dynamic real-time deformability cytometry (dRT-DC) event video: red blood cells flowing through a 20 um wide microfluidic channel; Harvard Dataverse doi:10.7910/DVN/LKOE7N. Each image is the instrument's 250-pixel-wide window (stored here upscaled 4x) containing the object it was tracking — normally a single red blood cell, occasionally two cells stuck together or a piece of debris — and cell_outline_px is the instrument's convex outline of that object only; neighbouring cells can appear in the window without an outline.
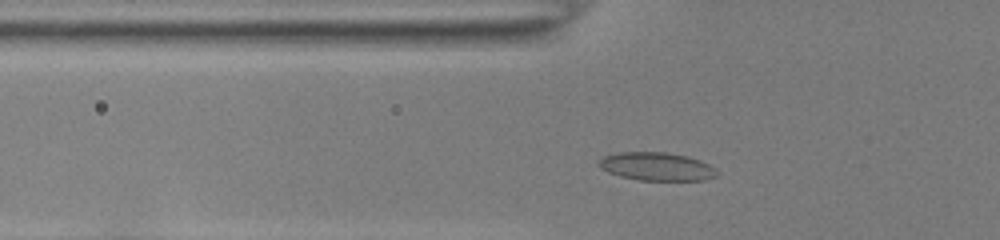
{"species": "common noctule bat (a hibernating species)", "species_latin": "Nyctalus noctula", "temperature_condition": "room temperature", "stored_images_in_passage": 39, "camera_frame_rate_fps": 3000, "um_per_image_px": 0.085, "animal": {"sex": "female", "body_mass_g": 22.0, "forearm_length_mm": 56.7}, "frame": {"image": 1, "passage_image": 4, "time_ms": 1.0, "image_size_px": [1000, 240], "cell_outline_px": [[720, 172], [716, 176], [704, 180], [640, 180], [620, 176], [608, 172], [600, 168], [596, 164], [604, 156], [620, 152], [664, 152], [688, 156], [700, 160], [708, 164]], "centroid_in_image_um": [55.82, 14.15], "position_along_channel_um": 70.0, "area_um2": 19.42}}
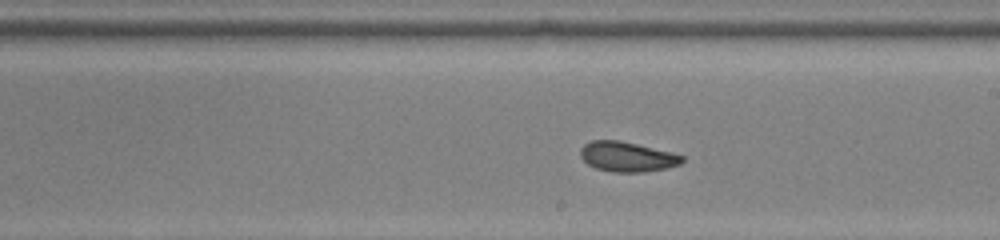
{"frame": {"image": 2, "passage_image": 17, "time_ms": 5.333, "image_size_px": [1000, 240], "cell_outline_px": [[684, 160], [680, 164], [664, 168], [644, 172], [612, 172], [596, 168], [588, 164], [580, 156], [580, 148], [584, 144], [592, 140], [620, 140], [672, 152], [684, 156]], "centroid_in_image_um": [53.29, 13.31], "position_along_channel_um": 235.7, "area_um2": 17.74}}
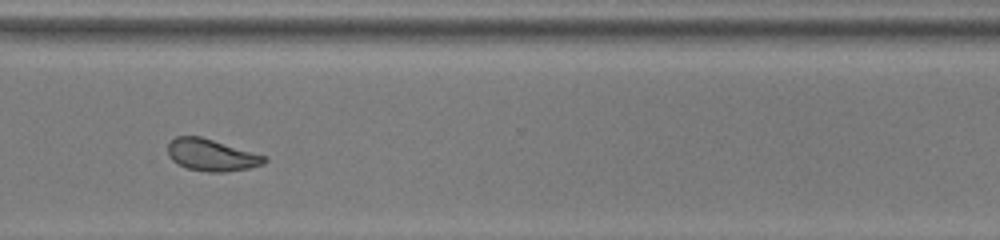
{"frame": {"image": 3, "passage_image": 26, "time_ms": 8.333, "image_size_px": [1000, 240], "cell_outline_px": [[268, 160], [264, 164], [248, 168], [224, 172], [208, 172], [188, 168], [172, 160], [168, 156], [168, 144], [176, 136], [200, 136], [268, 156]], "centroid_in_image_um": [18.01, 13.17], "position_along_channel_um": 352.6, "area_um2": 17.92}, "authors_computed_cell_mechanics": {"area_um2": 18.4382, "velocity_mm_per_s": 3.8814, "shape_relaxation_time_tau1_ms": 6.7563, "shape_relaxation_time_tau2_ms": 1.6481, "deformation_change_tau1": 0.1733, "deformation_change_tau2": 0.0693}}